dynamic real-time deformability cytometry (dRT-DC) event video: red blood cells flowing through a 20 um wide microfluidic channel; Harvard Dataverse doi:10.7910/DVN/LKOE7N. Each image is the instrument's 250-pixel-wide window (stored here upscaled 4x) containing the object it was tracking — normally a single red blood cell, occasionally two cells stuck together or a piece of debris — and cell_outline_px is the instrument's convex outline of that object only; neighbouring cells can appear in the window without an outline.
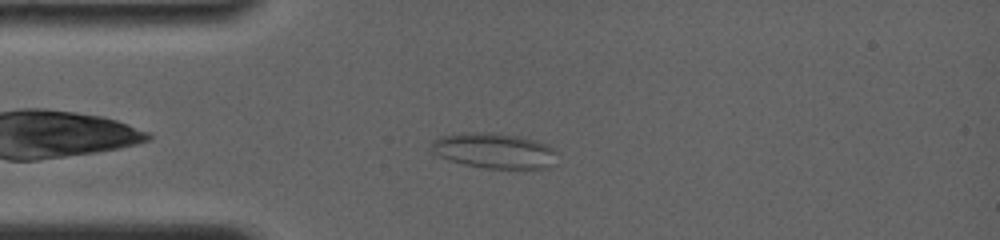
{"species": "common noctule bat (a hibernating species)", "species_latin": "Nyctalus noctula", "temperature_condition": "room temperature", "stored_images_in_passage": 56, "camera_frame_rate_fps": 4000, "um_per_image_px": 0.085, "animal": {"sex": "female", "body_mass_g": 19.0, "forearm_length_mm": 56.7}, "frame": {"image": 1, "passage_image": 8, "time_ms": 1.75, "image_size_px": [1000, 240], "cell_outline_px": [[556, 152], [548, 168], [484, 168], [464, 164], [448, 160], [432, 152], [428, 144], [432, 140], [440, 136], [464, 132], [496, 132], [536, 140], [548, 144]], "centroid_in_image_um": [41.92, 12.79], "position_along_channel_um": 43.1, "area_um2": 25.95}}
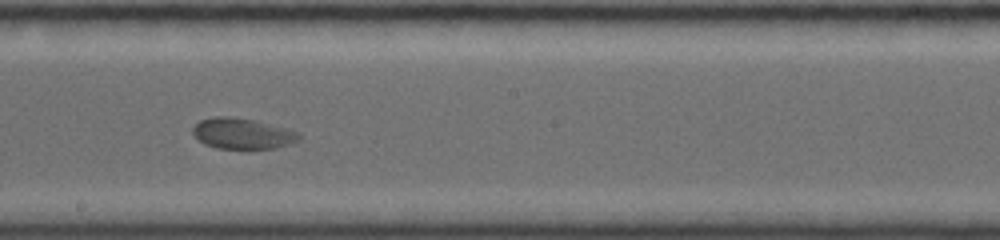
{"frame": {"image": 2, "passage_image": 29, "time_ms": 7.0, "image_size_px": [1000, 240], "cell_outline_px": [[304, 136], [300, 140], [276, 148], [216, 148], [204, 144], [192, 132], [192, 128], [200, 120], [216, 116], [228, 116], [256, 120], [300, 132]], "centroid_in_image_um": [20.65, 11.34], "position_along_channel_um": 227.6, "area_um2": 19.07}}
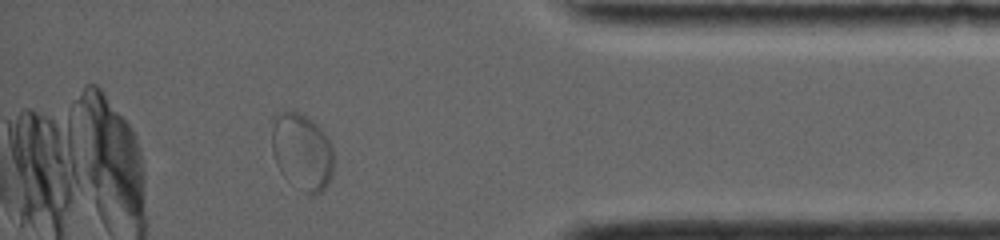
{"frame": {"image": 3, "passage_image": 50, "time_ms": 12.25, "image_size_px": [1000, 240], "cell_outline_px": [[332, 176], [328, 184], [316, 196], [312, 196], [304, 192], [284, 176], [280, 172], [276, 164], [272, 152], [272, 116], [280, 112], [296, 112], [312, 120], [324, 132], [332, 144]], "centroid_in_image_um": [25.66, 12.91], "position_along_channel_um": 409.5, "area_um2": 27.74}}